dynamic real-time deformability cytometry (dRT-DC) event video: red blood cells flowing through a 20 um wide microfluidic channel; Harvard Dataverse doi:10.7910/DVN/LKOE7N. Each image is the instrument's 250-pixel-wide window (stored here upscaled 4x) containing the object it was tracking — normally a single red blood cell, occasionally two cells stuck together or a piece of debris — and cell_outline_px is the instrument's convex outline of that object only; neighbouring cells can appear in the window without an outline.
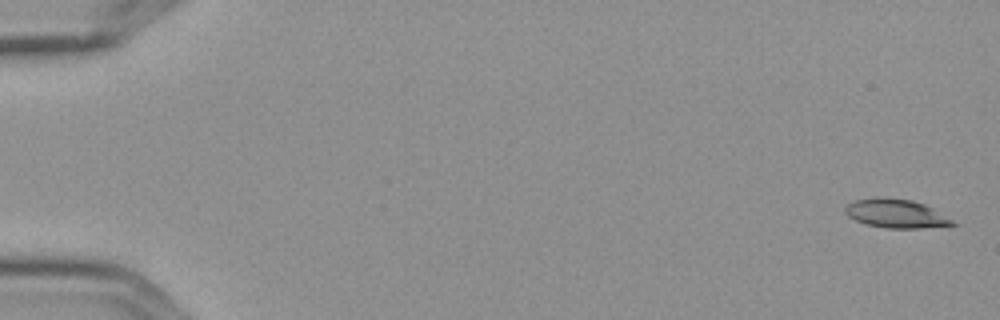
{"species": "Egyptian fruit bat (a non-hibernating species)", "species_latin": "Rousettus aegyptiacus", "temperature_condition": "cold", "stored_images_in_passage": 6, "segment_of_instrument_passage": [1, 2], "camera_frame_rate_fps": 3000, "um_per_image_px": 0.085, "frame": {"image": 1, "passage_image": 1, "time_ms": 0.0, "image_size_px": [1000, 320], "cell_outline_px": [[956, 224], [920, 228], [888, 228], [868, 224], [856, 220], [848, 216], [844, 212], [844, 208], [848, 204], [856, 200], [884, 196], [912, 200], [924, 204], [932, 208], [952, 220]], "centroid_in_image_um": [76.12, 18.13], "position_along_channel_um": 8.9, "area_um2": 17.69}}
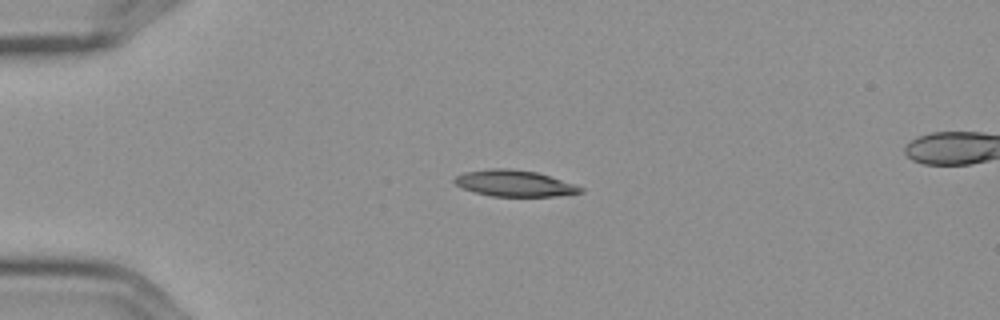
{"frame": {"image": 2, "passage_image": 4, "time_ms": 1.0, "image_size_px": [1000, 320], "cell_outline_px": [[584, 192], [556, 196], [492, 196], [460, 188], [452, 180], [456, 176], [464, 172], [488, 168], [512, 168], [536, 172], [584, 188]], "centroid_in_image_um": [43.67, 15.58], "position_along_channel_um": 41.3, "area_um2": 19.19}}